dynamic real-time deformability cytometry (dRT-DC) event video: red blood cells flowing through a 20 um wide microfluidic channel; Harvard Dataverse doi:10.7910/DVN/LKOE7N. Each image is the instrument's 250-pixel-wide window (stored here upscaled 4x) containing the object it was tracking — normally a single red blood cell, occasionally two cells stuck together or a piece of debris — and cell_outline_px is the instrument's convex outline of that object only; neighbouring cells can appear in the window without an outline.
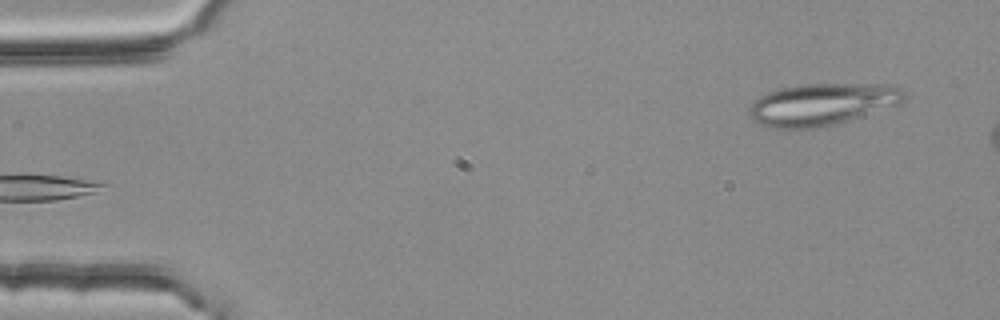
{"species": "common noctule bat (a hibernating species)", "species_latin": "Nyctalus noctula", "temperature_condition": "room temperature", "stored_images_in_passage": 3, "camera_frame_rate_fps": 3000, "um_per_image_px": 0.085, "animal": {"sex": "female", "body_mass_g": 25.1}, "frame": {"image": 1, "passage_image": 3, "time_ms": 0.667, "image_size_px": [1000, 320], "cell_outline_px": [[908, 96], [900, 104], [832, 124], [812, 128], [776, 128], [760, 124], [752, 120], [748, 116], [748, 108], [760, 96], [768, 92], [780, 88], [804, 84], [884, 84], [900, 88]], "centroid_in_image_um": [69.85, 8.85], "position_along_channel_um": 15.1, "area_um2": 37.51}}